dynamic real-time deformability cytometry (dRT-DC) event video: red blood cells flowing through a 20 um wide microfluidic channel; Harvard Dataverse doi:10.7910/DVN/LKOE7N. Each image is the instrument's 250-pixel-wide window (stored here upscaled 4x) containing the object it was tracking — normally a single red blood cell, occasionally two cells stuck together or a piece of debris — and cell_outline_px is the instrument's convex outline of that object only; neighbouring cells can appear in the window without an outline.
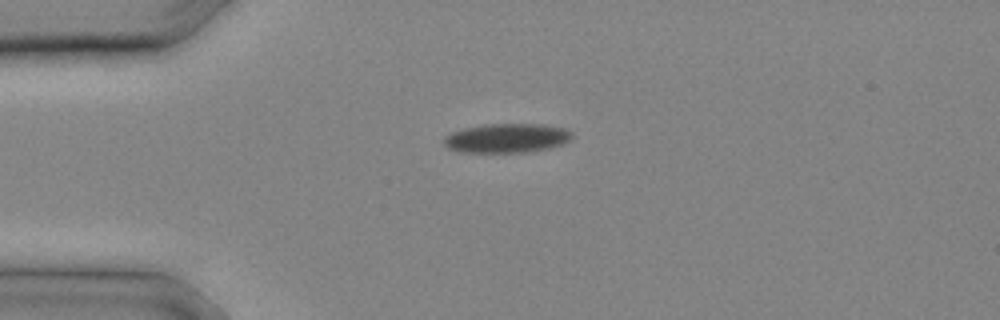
{"species": "common noctule bat (a hibernating species)", "species_latin": "Nyctalus noctula", "temperature_condition": "cold", "stored_images_in_passage": 9, "camera_frame_rate_fps": 3000, "um_per_image_px": 0.085, "animal": {"sex": "male", "body_mass_g": 20.4}, "frame": {"image": 1, "passage_image": 1, "time_ms": 0.0, "image_size_px": [1000, 320], "cell_outline_px": [[572, 140], [564, 144], [552, 148], [528, 152], [460, 152], [448, 148], [444, 144], [444, 136], [452, 132], [464, 128], [484, 124], [544, 124], [564, 128], [572, 132]], "centroid_in_image_um": [43.12, 11.74], "position_along_channel_um": 41.9, "area_um2": 22.08}}
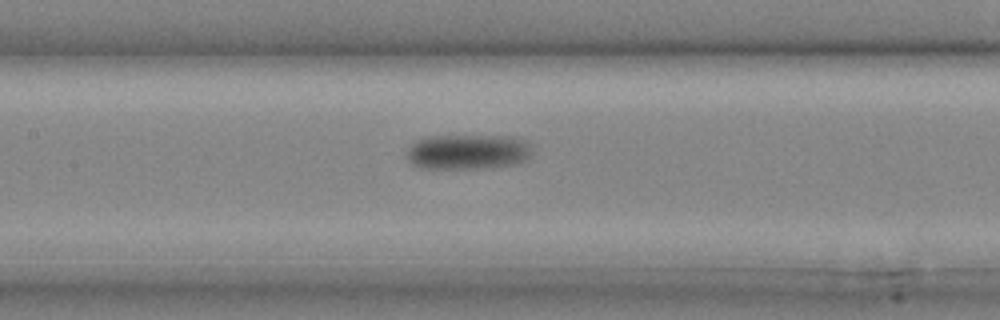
{"frame": {"image": 2, "passage_image": 7, "time_ms": 2.0, "image_size_px": [1000, 320], "cell_outline_px": [[532, 144], [528, 156], [524, 160], [516, 164], [492, 168], [420, 168], [412, 164], [408, 160], [408, 148], [416, 140], [432, 136], [500, 136], [524, 140]], "centroid_in_image_um": [39.75, 12.91], "position_along_channel_um": 167.6, "area_um2": 25.49}}
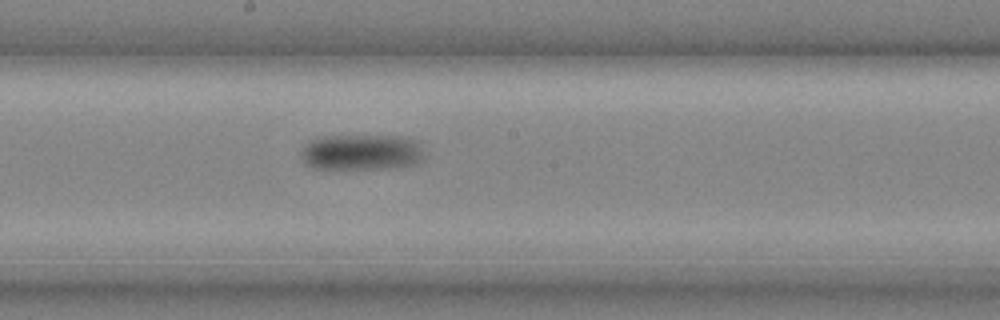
{"frame": {"image": 3, "passage_image": 9, "time_ms": 2.667, "image_size_px": [1000, 320], "cell_outline_px": [[424, 160], [420, 164], [396, 168], [332, 172], [308, 168], [304, 164], [300, 156], [300, 152], [312, 140], [320, 136], [404, 136], [420, 140], [424, 156]], "centroid_in_image_um": [30.74, 13.01], "position_along_channel_um": 217.5, "area_um2": 27.57}}